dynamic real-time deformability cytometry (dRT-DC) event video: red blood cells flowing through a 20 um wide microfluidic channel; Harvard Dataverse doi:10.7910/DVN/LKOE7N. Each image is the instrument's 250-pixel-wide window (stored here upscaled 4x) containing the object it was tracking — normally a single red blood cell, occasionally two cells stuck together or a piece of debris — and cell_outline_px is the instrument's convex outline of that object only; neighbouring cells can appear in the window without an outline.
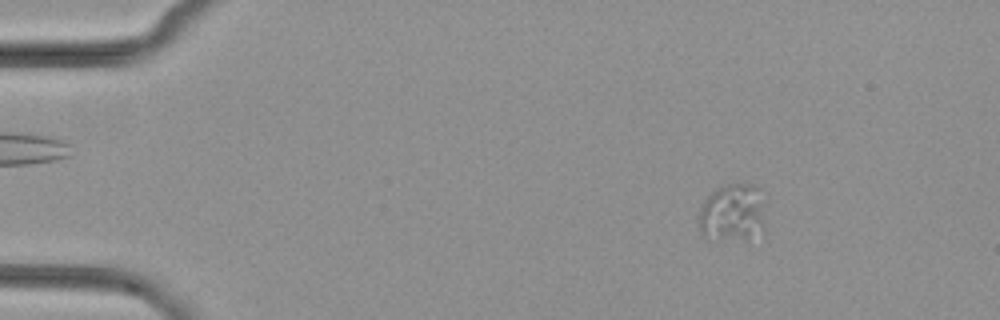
{"species": "common noctule bat (a hibernating species)", "species_latin": "Nyctalus noctula", "temperature_condition": "cold", "stored_images_in_passage": 54, "camera_frame_rate_fps": 3000, "um_per_image_px": 0.085, "animal": {"sex": "female", "body_mass_g": 29.2, "forearm_length_mm": 56.3}, "frame": {"image": 1, "passage_image": 9, "time_ms": 2.667, "image_size_px": [1000, 320], "cell_outline_px": [[764, 236], [748, 240], [704, 236], [696, 220], [704, 200], [712, 192], [728, 184], [752, 184], [756, 188], [760, 204], [764, 224]], "centroid_in_image_um": [62.24, 18.14], "position_along_channel_um": 22.8, "area_um2": 22.02}}
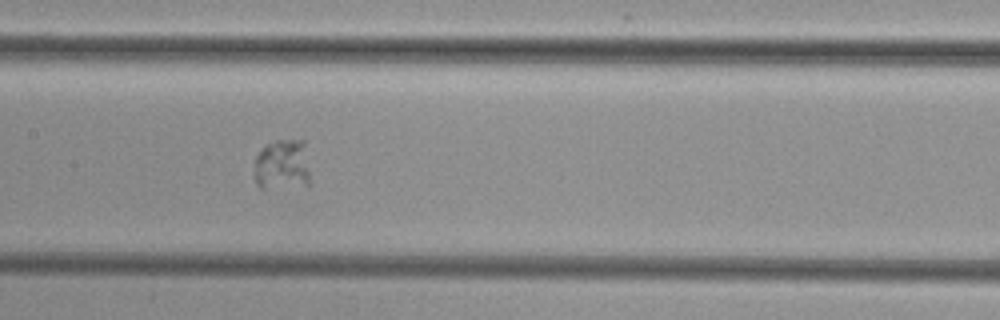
{"frame": {"image": 2, "passage_image": 28, "time_ms": 9.0, "image_size_px": [1000, 320], "cell_outline_px": [[308, 184], [264, 188], [260, 188], [256, 184], [252, 176], [256, 156], [268, 144], [276, 140], [304, 140], [308, 172]], "centroid_in_image_um": [23.93, 14.0], "position_along_channel_um": 183.5, "area_um2": 16.3}}
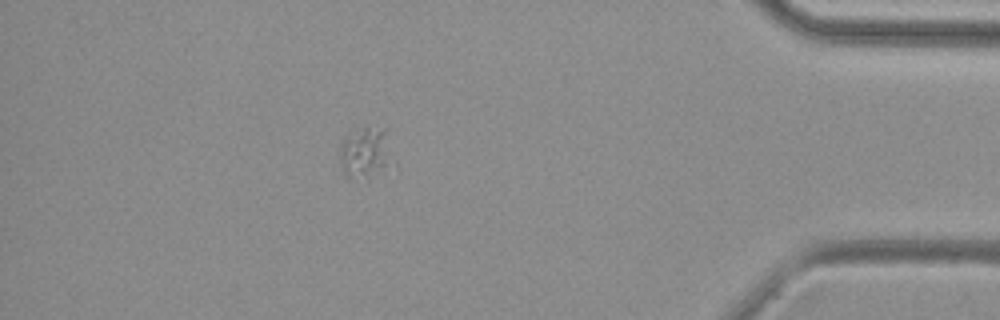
{"frame": {"image": 3, "passage_image": 48, "time_ms": 15.667, "image_size_px": [1000, 320], "cell_outline_px": [[396, 168], [348, 176], [344, 176], [340, 164], [340, 152], [344, 140], [348, 132], [364, 128], [388, 128], [396, 160]], "centroid_in_image_um": [31.21, 12.9], "position_along_channel_um": 404.0, "area_um2": 15.95}}